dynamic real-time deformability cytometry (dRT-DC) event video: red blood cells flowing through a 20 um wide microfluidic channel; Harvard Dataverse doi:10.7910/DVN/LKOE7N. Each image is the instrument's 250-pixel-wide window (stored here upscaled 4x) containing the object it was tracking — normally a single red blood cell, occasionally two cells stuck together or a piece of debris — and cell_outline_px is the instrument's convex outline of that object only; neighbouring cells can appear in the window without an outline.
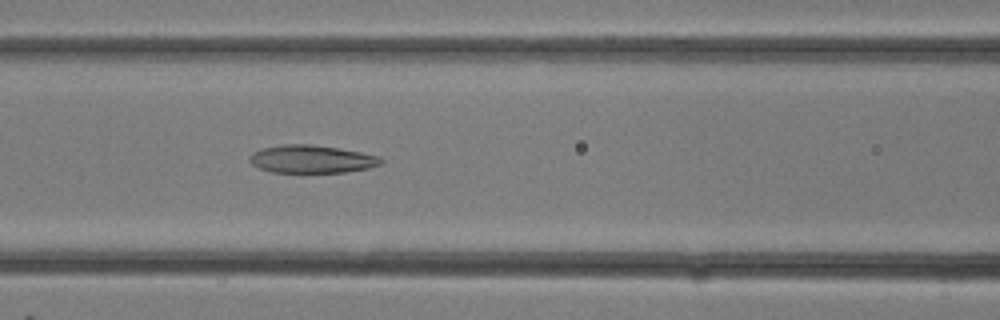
{"species": "common noctule bat (a hibernating species)", "species_latin": "Nyctalus noctula", "temperature_condition": "room temperature", "stored_images_in_passage": 13, "camera_frame_rate_fps": 3000, "um_per_image_px": 0.085, "animal": {"sex": "female"}, "frame": {"image": 1, "passage_image": 13, "time_ms": 4.0, "image_size_px": [1000, 320], "cell_outline_px": [[384, 164], [368, 168], [344, 172], [272, 172], [260, 168], [252, 164], [248, 160], [248, 156], [252, 152], [264, 148], [284, 144], [312, 144], [340, 148], [380, 156], [384, 160]], "centroid_in_image_um": [26.51, 13.52], "position_along_channel_um": 140.1, "area_um2": 21.44}}